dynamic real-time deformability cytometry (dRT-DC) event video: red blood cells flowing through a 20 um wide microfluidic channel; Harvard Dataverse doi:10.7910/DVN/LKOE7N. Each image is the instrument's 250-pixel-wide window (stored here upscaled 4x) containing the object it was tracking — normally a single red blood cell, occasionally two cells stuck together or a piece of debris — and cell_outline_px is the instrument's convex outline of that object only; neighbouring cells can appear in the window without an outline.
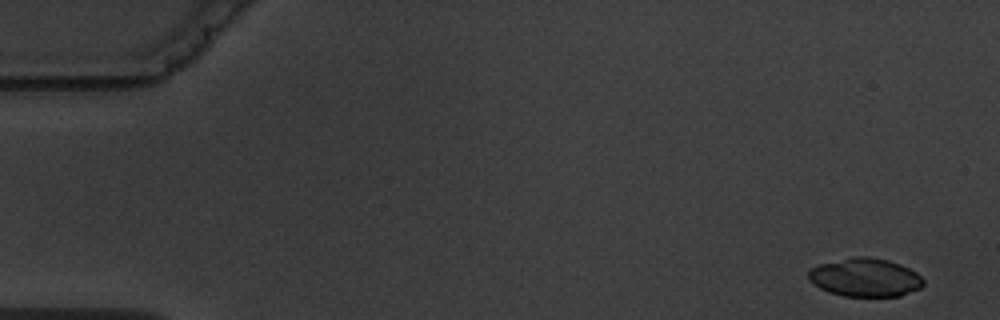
{"species": "common noctule bat (a hibernating species)", "species_latin": "Nyctalus noctula", "temperature_condition": "warm", "stored_images_in_passage": 5, "camera_frame_rate_fps": 3000, "um_per_image_px": 0.085, "animal": {"sex": "male", "body_mass_g": 19.5, "forearm_length_mm": 54.6}, "frame": {"image": 1, "passage_image": 1, "time_ms": 0.0, "image_size_px": [1000, 320], "cell_outline_px": [[924, 284], [920, 288], [900, 296], [844, 296], [828, 292], [812, 284], [808, 280], [808, 268], [820, 264], [852, 256], [868, 256], [888, 260], [900, 264], [916, 272], [924, 280]], "centroid_in_image_um": [73.5, 23.58], "position_along_channel_um": 11.5, "area_um2": 25.95}}
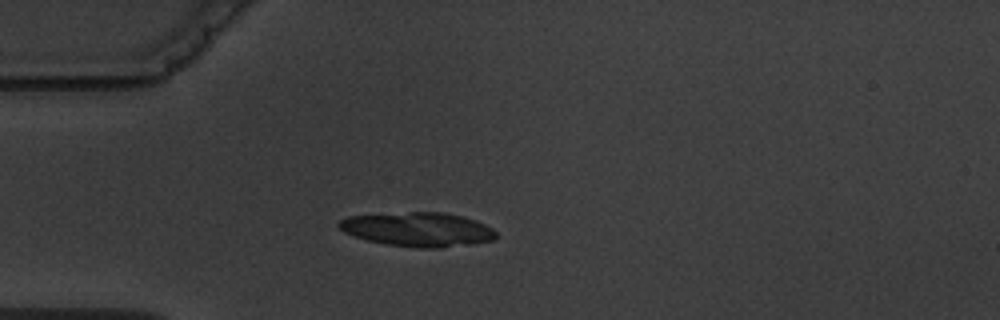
{"frame": {"image": 2, "passage_image": 4, "time_ms": 4.333, "image_size_px": [1000, 320], "cell_outline_px": [[496, 236], [492, 240], [440, 248], [420, 248], [388, 244], [368, 240], [352, 236], [344, 232], [336, 224], [340, 220], [348, 216], [412, 212], [444, 212], [464, 216], [476, 220], [492, 228], [496, 232]], "centroid_in_image_um": [35.51, 19.49], "position_along_channel_um": 49.5, "area_um2": 31.1}}